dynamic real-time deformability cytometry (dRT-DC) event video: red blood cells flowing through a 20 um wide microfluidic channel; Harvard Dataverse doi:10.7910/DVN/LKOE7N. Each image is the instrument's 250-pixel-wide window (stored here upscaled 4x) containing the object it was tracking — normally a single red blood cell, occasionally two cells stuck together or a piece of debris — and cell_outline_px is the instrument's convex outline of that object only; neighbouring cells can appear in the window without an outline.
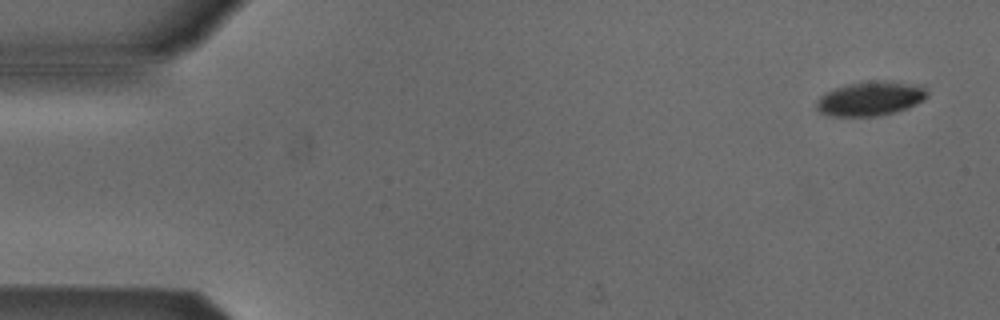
{"species": "Egyptian fruit bat (a non-hibernating species)", "species_latin": "Rousettus aegyptiacus", "temperature_condition": "cold", "stored_images_in_passage": 6, "camera_frame_rate_fps": 3000, "um_per_image_px": 0.085, "animal": {"sex": "male"}, "frame": {"image": 1, "passage_image": 1, "time_ms": 0.0, "image_size_px": [1000, 320], "cell_outline_px": [[928, 96], [924, 100], [908, 108], [876, 116], [832, 116], [820, 112], [816, 108], [816, 100], [820, 96], [836, 88], [848, 84], [876, 80], [884, 80], [920, 84], [928, 92]], "centroid_in_image_um": [74.02, 8.37], "position_along_channel_um": 11.0, "area_um2": 22.14}}
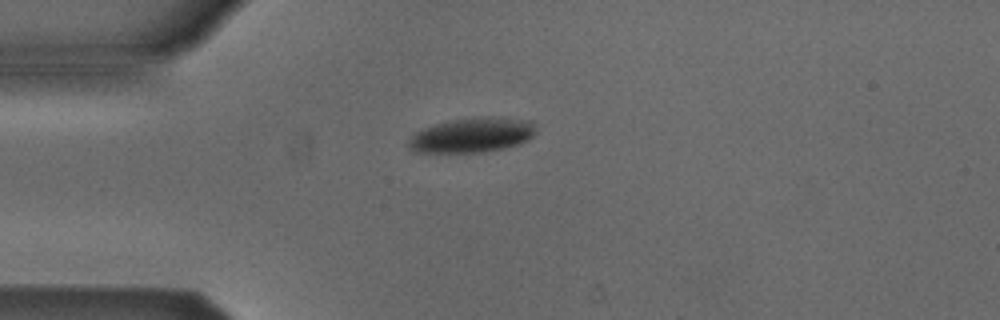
{"frame": {"image": 2, "passage_image": 4, "time_ms": 3.667, "image_size_px": [1000, 320], "cell_outline_px": [[536, 132], [528, 140], [520, 144], [484, 152], [416, 152], [408, 144], [408, 140], [416, 132], [424, 128], [436, 124], [452, 120], [484, 116], [488, 116], [536, 120]], "centroid_in_image_um": [40.22, 11.46], "position_along_channel_um": 44.8, "area_um2": 25.84}}
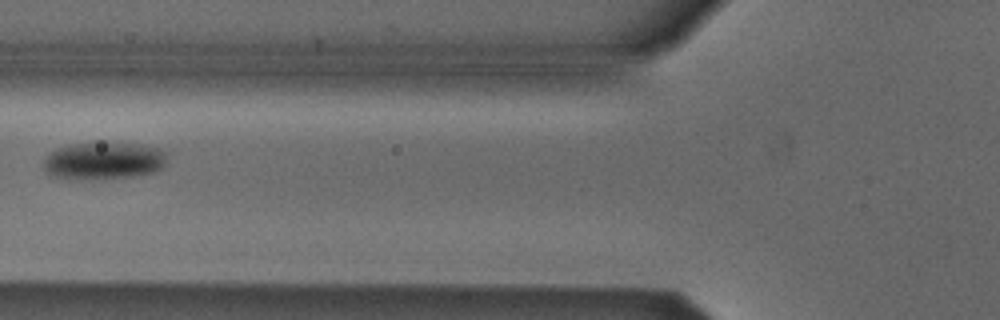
{"frame": {"image": 3, "passage_image": 6, "time_ms": 6.0, "image_size_px": [1000, 320], "cell_outline_px": [[168, 152], [164, 164], [156, 172], [136, 176], [52, 176], [44, 168], [44, 156], [56, 148], [68, 144], [92, 140], [104, 140], [140, 144], [160, 148]], "centroid_in_image_um": [8.86, 13.54], "position_along_channel_um": 116.9, "area_um2": 26.88}}